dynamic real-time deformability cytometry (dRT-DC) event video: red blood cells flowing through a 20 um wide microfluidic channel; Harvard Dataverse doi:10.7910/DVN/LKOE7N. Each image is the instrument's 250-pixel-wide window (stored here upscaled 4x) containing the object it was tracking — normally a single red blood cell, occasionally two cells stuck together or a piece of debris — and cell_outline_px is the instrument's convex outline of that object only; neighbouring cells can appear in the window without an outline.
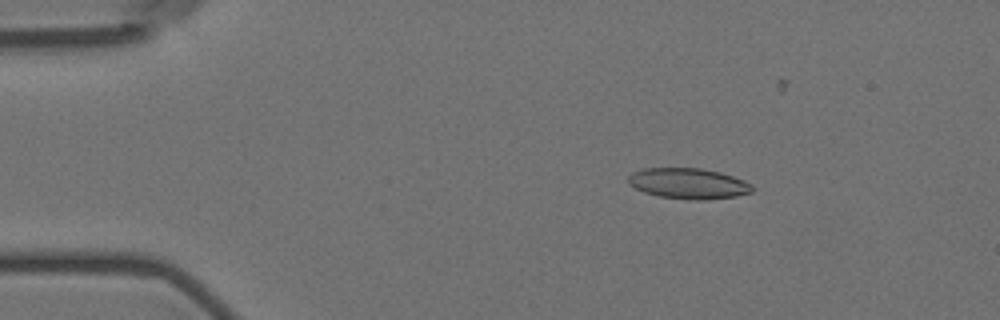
{"species": "Egyptian fruit bat (a non-hibernating species)", "species_latin": "Rousettus aegyptiacus", "temperature_condition": "room temperature", "stored_images_in_passage": 5, "camera_frame_rate_fps": 3000, "um_per_image_px": 0.085, "animal": {"sex": "female"}, "frame": {"image": 1, "passage_image": 3, "time_ms": 2.333, "image_size_px": [1000, 320], "cell_outline_px": [[752, 192], [736, 196], [704, 200], [688, 200], [660, 196], [644, 192], [628, 184], [628, 176], [632, 172], [644, 168], [700, 168], [720, 172], [744, 180], [752, 184]], "centroid_in_image_um": [58.5, 15.6], "position_along_channel_um": 26.5, "area_um2": 22.2}}
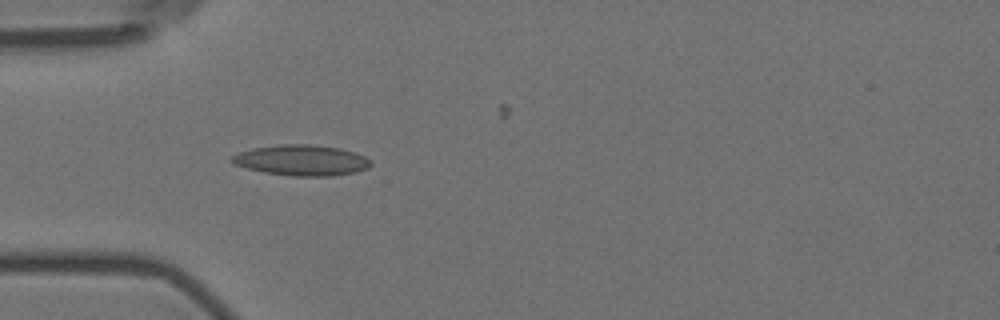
{"frame": {"image": 2, "passage_image": 5, "time_ms": 5.0, "image_size_px": [1000, 320], "cell_outline_px": [[372, 164], [368, 168], [356, 172], [332, 176], [292, 176], [264, 172], [248, 168], [236, 164], [232, 160], [232, 156], [240, 152], [252, 148], [280, 144], [308, 144], [340, 148], [356, 152], [364, 156]], "centroid_in_image_um": [25.67, 13.62], "position_along_channel_um": 59.3, "area_um2": 24.68}}